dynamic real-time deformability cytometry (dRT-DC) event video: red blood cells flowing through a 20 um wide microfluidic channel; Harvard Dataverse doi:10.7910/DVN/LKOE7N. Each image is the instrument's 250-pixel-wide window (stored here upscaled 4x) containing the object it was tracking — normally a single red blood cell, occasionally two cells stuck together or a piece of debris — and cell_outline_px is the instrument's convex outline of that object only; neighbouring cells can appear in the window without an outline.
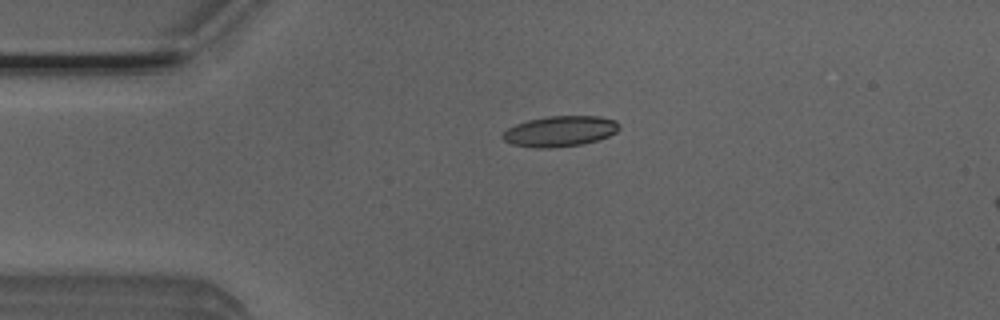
{"species": "Egyptian fruit bat (a non-hibernating species)", "species_latin": "Rousettus aegyptiacus", "temperature_condition": "room temperature", "stored_images_in_passage": 30, "camera_frame_rate_fps": 3000, "um_per_image_px": 0.085, "animal": {"sex": "male"}, "frame": {"image": 1, "passage_image": 1, "time_ms": 0.0, "image_size_px": [1000, 320], "cell_outline_px": [[620, 128], [616, 132], [608, 136], [584, 144], [548, 148], [536, 148], [512, 144], [504, 140], [500, 136], [508, 128], [516, 124], [528, 120], [548, 116], [600, 116], [616, 120], [620, 124]], "centroid_in_image_um": [47.61, 11.15], "position_along_channel_um": 37.4, "area_um2": 20.81}}
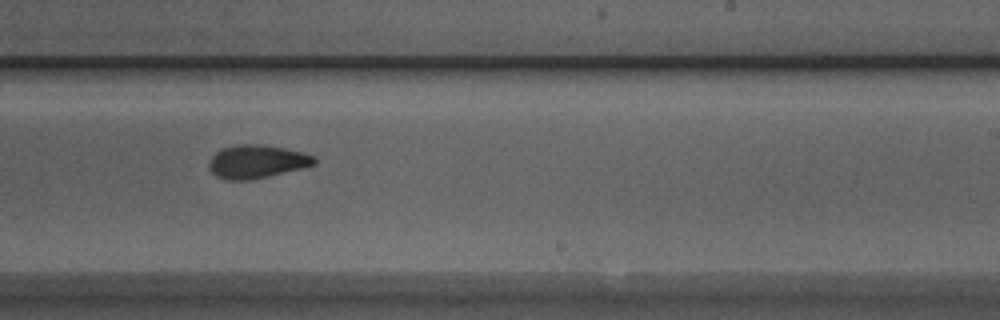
{"frame": {"image": 2, "passage_image": 21, "time_ms": 6.667, "image_size_px": [1000, 320], "cell_outline_px": [[316, 164], [304, 168], [268, 176], [248, 180], [228, 180], [216, 176], [208, 168], [208, 164], [212, 156], [220, 148], [236, 144], [260, 144], [284, 148], [304, 152], [316, 156]], "centroid_in_image_um": [21.84, 13.72], "position_along_channel_um": 267.2, "area_um2": 20.63}}
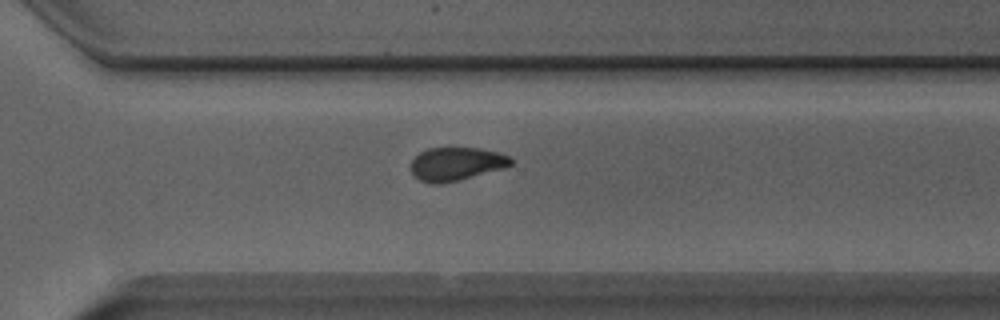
{"frame": {"image": 3, "passage_image": 26, "time_ms": 8.333, "image_size_px": [1000, 320], "cell_outline_px": [[512, 164], [508, 168], [440, 184], [436, 184], [420, 180], [412, 172], [412, 160], [420, 152], [428, 148], [448, 144], [480, 148], [500, 152], [512, 156]], "centroid_in_image_um": [38.85, 13.86], "position_along_channel_um": 331.8, "area_um2": 20.23}, "authors_computed_cell_mechanics": {"area_um2": 20.519, "velocity_mm_per_s": 3.8891, "shape_relaxation_time_tau1_ms": 9.2895, "shape_relaxation_time_tau2_ms": 3.0112, "deformation_change_tau1": 0.2076, "deformation_change_tau2": 0.0793}}